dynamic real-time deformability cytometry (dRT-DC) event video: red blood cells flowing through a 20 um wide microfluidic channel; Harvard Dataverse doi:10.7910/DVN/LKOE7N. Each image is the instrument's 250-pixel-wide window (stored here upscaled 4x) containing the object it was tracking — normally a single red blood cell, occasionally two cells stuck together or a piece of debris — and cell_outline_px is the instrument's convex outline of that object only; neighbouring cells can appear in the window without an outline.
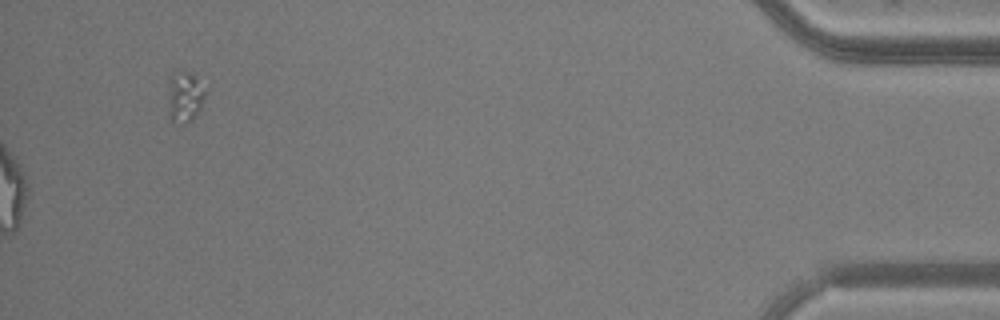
{"species": "common noctule bat (a hibernating species)", "species_latin": "Nyctalus noctula", "temperature_condition": "warm", "stored_images_in_passage": 36, "segment_of_instrument_passage": [2, 2], "camera_frame_rate_fps": 3000, "um_per_image_px": 0.085, "animal": {"sex": "male", "body_mass_g": 20.5, "forearm_length_mm": 52.5}, "frame": {"image": 1, "passage_image": 36, "time_ms": 11.667, "image_size_px": [1000, 320], "cell_outline_px": [[208, 88], [204, 100], [200, 108], [192, 120], [184, 124], [180, 124], [172, 120], [168, 116], [168, 76], [172, 68], [180, 68], [192, 72]], "centroid_in_image_um": [15.69, 8.1], "position_along_channel_um": 419.5, "area_um2": 12.08}}